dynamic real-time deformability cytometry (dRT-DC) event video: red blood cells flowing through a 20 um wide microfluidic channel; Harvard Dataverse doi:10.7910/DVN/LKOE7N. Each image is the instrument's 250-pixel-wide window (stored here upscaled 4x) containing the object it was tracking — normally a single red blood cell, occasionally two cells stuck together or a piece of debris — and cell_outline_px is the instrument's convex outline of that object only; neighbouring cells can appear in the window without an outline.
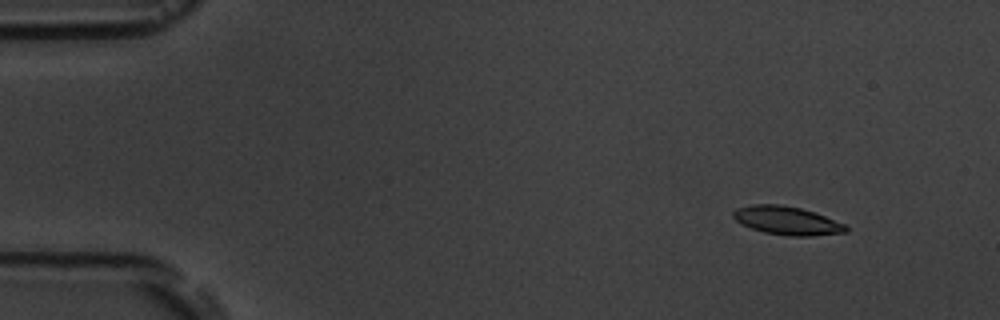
{"species": "common noctule bat (a hibernating species)", "species_latin": "Nyctalus noctula", "temperature_condition": "room temperature", "stored_images_in_passage": 5, "camera_frame_rate_fps": 3000, "um_per_image_px": 0.085, "animal": {"sex": "male", "body_mass_g": 19.5, "forearm_length_mm": 54.6}, "frame": {"image": 1, "passage_image": 2, "time_ms": 1.0, "image_size_px": [1000, 320], "cell_outline_px": [[848, 232], [812, 236], [788, 236], [764, 232], [752, 228], [736, 220], [732, 216], [732, 212], [736, 208], [752, 204], [780, 204], [800, 208], [824, 216], [844, 224], [848, 228]], "centroid_in_image_um": [66.88, 18.75], "position_along_channel_um": 18.1, "area_um2": 18.5}}
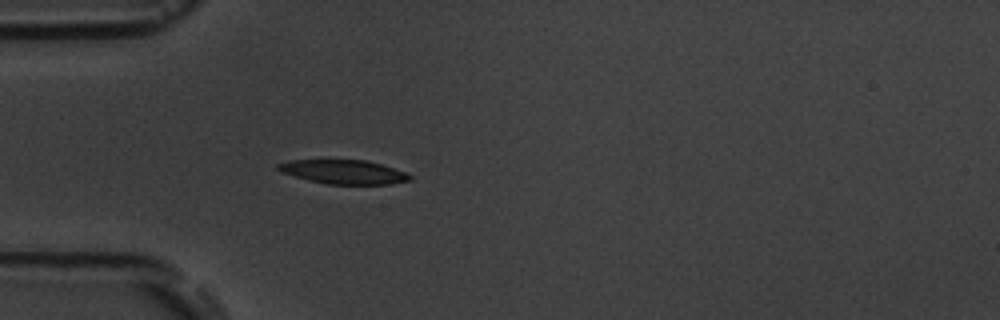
{"frame": {"image": 2, "passage_image": 5, "time_ms": 4.667, "image_size_px": [1000, 320], "cell_outline_px": [[412, 180], [392, 184], [328, 184], [308, 180], [280, 172], [276, 168], [276, 164], [288, 160], [368, 160], [404, 172], [412, 176]], "centroid_in_image_um": [29.18, 14.61], "position_along_channel_um": 55.8, "area_um2": 18.44}}